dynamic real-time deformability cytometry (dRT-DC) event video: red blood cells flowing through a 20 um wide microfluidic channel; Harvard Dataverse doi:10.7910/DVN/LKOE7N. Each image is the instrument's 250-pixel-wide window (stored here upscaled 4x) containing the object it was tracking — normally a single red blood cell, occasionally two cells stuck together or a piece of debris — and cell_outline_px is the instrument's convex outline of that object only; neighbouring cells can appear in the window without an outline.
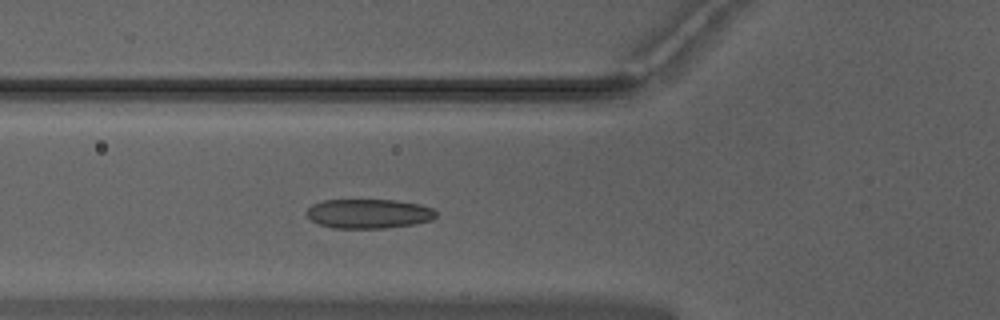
{"species": "Egyptian fruit bat (a non-hibernating species)", "species_latin": "Rousettus aegyptiacus", "temperature_condition": "warm", "stored_images_in_passage": 50, "camera_frame_rate_fps": 3000, "um_per_image_px": 0.085, "animal": {"sex": "male"}, "frame": {"image": 1, "passage_image": 17, "time_ms": 5.333, "image_size_px": [1000, 320], "cell_outline_px": [[436, 216], [432, 220], [412, 224], [384, 228], [332, 228], [320, 224], [312, 220], [304, 212], [312, 204], [324, 200], [396, 200], [420, 204], [432, 208], [436, 212]], "centroid_in_image_um": [31.33, 18.15], "position_along_channel_um": 94.5, "area_um2": 22.14}}
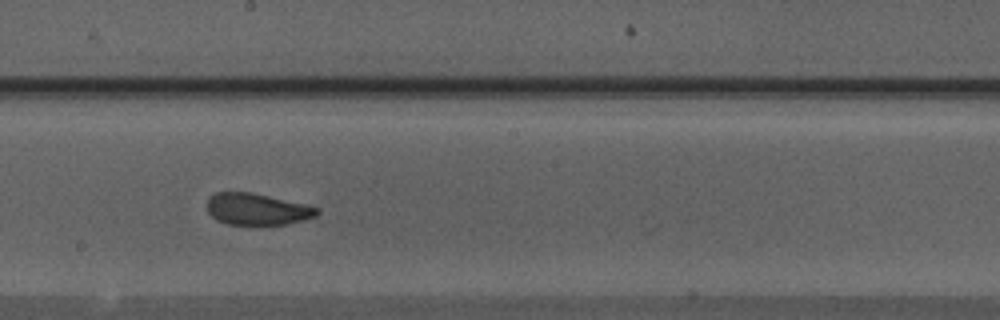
{"frame": {"image": 2, "passage_image": 27, "time_ms": 8.667, "image_size_px": [1000, 320], "cell_outline_px": [[320, 212], [316, 216], [304, 220], [288, 224], [228, 224], [216, 220], [208, 212], [208, 196], [216, 192], [252, 192], [304, 204], [320, 208]], "centroid_in_image_um": [21.86, 17.77], "position_along_channel_um": 226.3, "area_um2": 20.23}}
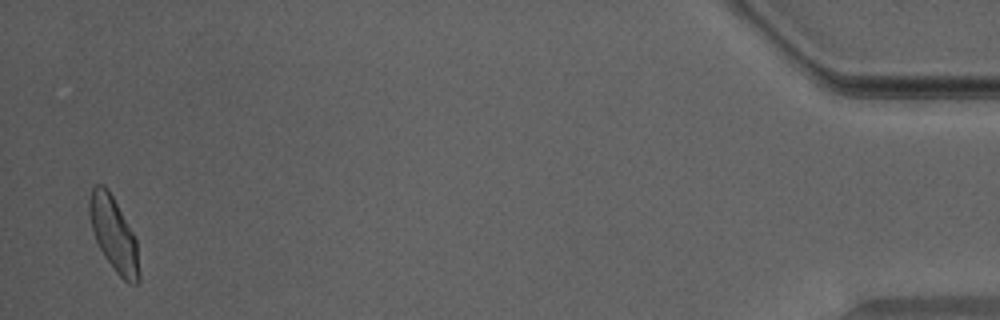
{"frame": {"image": 3, "passage_image": 49, "time_ms": 16.0, "image_size_px": [1000, 320], "cell_outline_px": [[140, 280], [136, 284], [128, 284], [116, 272], [104, 256], [96, 240], [92, 228], [88, 212], [88, 196], [92, 188], [96, 184], [104, 184], [108, 188], [132, 232], [136, 240], [140, 272]], "centroid_in_image_um": [9.66, 19.9], "position_along_channel_um": 425.5, "area_um2": 21.44}, "authors_computed_cell_mechanics": {"area_um2": 22.0218, "velocity_mm_per_s": 3.9529, "shape_relaxation_time_tau1_ms": 3.6172, "shape_relaxation_time_tau2_ms": 1.1104, "deformation_change_tau1": 0.1234, "deformation_change_tau2": 0.0745}}